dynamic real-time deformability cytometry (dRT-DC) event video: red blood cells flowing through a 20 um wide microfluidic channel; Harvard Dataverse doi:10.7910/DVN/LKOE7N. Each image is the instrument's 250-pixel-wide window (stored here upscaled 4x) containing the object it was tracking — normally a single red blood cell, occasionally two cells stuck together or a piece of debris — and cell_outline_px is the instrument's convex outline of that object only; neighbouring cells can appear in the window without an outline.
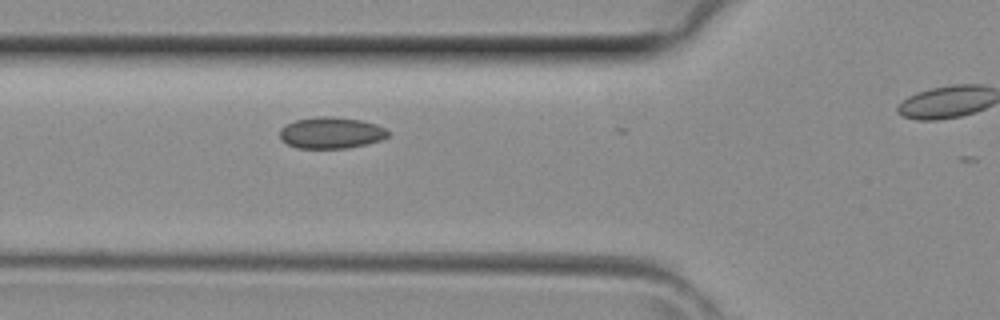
{"species": "common noctule bat (a hibernating species)", "species_latin": "Nyctalus noctula", "temperature_condition": "room temperature", "stored_images_in_passage": 2, "camera_frame_rate_fps": 3000, "um_per_image_px": 0.085, "animal": {"sex": "female", "body_mass_g": 29.2, "forearm_length_mm": 56.3}, "frame": {"image": 1, "passage_image": 2, "time_ms": 0.333, "image_size_px": [1000, 320], "cell_outline_px": [[388, 136], [380, 140], [368, 144], [348, 148], [296, 148], [280, 140], [280, 128], [296, 120], [316, 116], [332, 116], [360, 120], [376, 124], [384, 128], [388, 132]], "centroid_in_image_um": [28.13, 11.29], "position_along_channel_um": 97.7, "area_um2": 19.83}}